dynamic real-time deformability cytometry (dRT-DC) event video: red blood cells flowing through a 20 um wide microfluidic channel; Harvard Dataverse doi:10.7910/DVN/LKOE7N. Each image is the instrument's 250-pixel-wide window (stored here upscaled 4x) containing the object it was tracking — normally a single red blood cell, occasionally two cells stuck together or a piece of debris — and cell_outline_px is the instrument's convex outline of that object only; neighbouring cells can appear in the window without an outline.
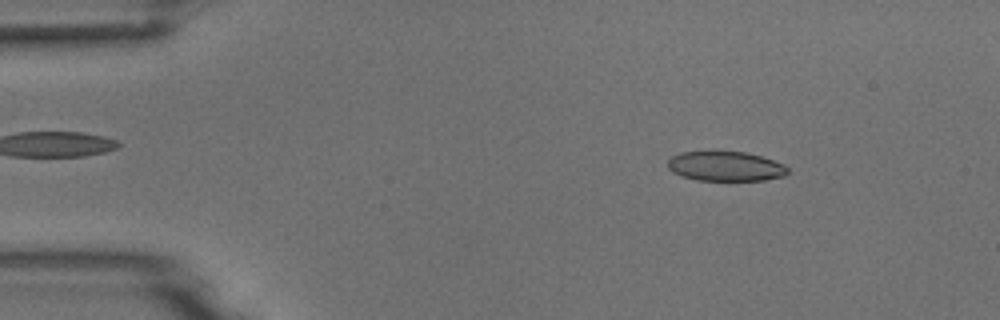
{"species": "common noctule bat (a hibernating species)", "species_latin": "Nyctalus noctula", "temperature_condition": "room temperature", "stored_images_in_passage": 3, "camera_frame_rate_fps": 3000, "um_per_image_px": 0.085, "animal": {"sex": "male", "body_mass_g": 18.8}, "frame": {"image": 1, "passage_image": 1, "time_ms": 0.0, "image_size_px": [1000, 320], "cell_outline_px": [[788, 172], [784, 176], [764, 180], [696, 180], [672, 172], [668, 168], [668, 160], [672, 156], [680, 152], [712, 148], [744, 152], [760, 156], [784, 164], [788, 168]], "centroid_in_image_um": [61.62, 14.08], "position_along_channel_um": 23.4, "area_um2": 21.44}}